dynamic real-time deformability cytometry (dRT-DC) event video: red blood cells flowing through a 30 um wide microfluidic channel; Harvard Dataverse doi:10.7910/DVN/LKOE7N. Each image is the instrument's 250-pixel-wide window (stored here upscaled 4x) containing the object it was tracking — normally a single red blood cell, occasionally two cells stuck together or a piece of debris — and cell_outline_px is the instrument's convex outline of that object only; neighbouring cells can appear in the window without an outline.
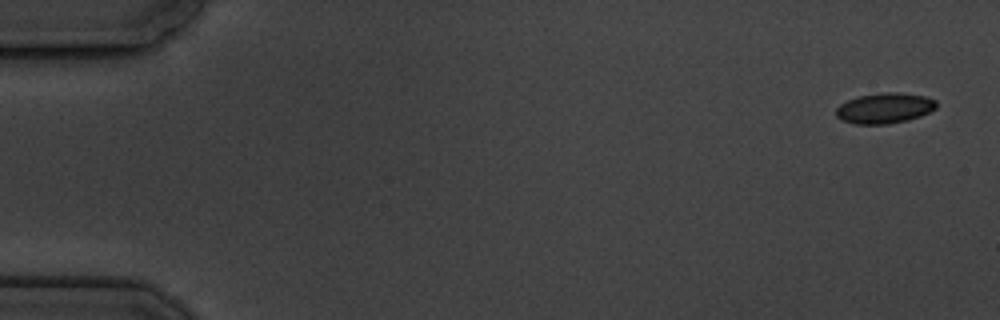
{"species": "common noctule bat (a hibernating species)", "species_latin": "Nyctalus noctula", "temperature_condition": "cold", "stored_images_in_passage": 15, "camera_frame_rate_fps": 3000, "um_per_image_px": 0.085, "animal": {"sex": "male", "body_mass_g": 19.5, "forearm_length_mm": 54.6}, "frame": {"image": 1, "passage_image": 1, "time_ms": 0.0, "image_size_px": [1000, 320], "cell_outline_px": [[936, 108], [920, 116], [908, 120], [888, 124], [856, 124], [840, 120], [836, 116], [836, 108], [840, 104], [856, 96], [884, 92], [896, 92], [924, 96], [936, 100]], "centroid_in_image_um": [75.16, 9.19], "position_along_channel_um": 9.8, "area_um2": 17.86}}
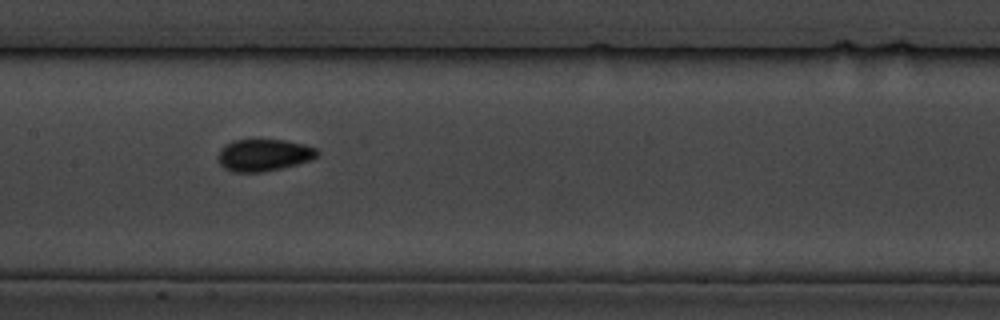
{"frame": {"image": 2, "passage_image": 8, "time_ms": 9.0, "image_size_px": [1000, 320], "cell_outline_px": [[320, 156], [312, 160], [264, 172], [232, 172], [224, 168], [220, 164], [216, 156], [220, 148], [224, 144], [236, 140], [284, 140], [304, 144], [316, 148], [320, 152]], "centroid_in_image_um": [22.42, 13.18], "position_along_channel_um": 185.0, "area_um2": 18.73}}
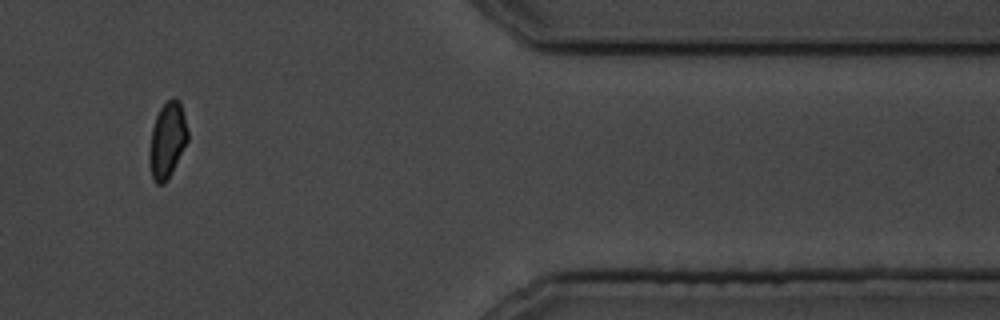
{"frame": {"image": 3, "passage_image": 13, "time_ms": 16.0, "image_size_px": [1000, 320], "cell_outline_px": [[188, 140], [168, 180], [164, 184], [156, 184], [152, 180], [148, 160], [148, 152], [152, 128], [156, 116], [160, 108], [172, 96], [176, 96], [180, 100], [188, 132]], "centroid_in_image_um": [14.2, 11.93], "position_along_channel_um": 397.2, "area_um2": 17.22}, "authors_computed_cell_mechanics": {"area_um2": 17.8602, "velocity_mm_per_s": 3.4487, "shape_relaxation_time_tau1_ms": 5.2967, "shape_relaxation_time_tau2_ms": null, "deformation_change_tau1": 0.0801, "deformation_change_tau2": null}}